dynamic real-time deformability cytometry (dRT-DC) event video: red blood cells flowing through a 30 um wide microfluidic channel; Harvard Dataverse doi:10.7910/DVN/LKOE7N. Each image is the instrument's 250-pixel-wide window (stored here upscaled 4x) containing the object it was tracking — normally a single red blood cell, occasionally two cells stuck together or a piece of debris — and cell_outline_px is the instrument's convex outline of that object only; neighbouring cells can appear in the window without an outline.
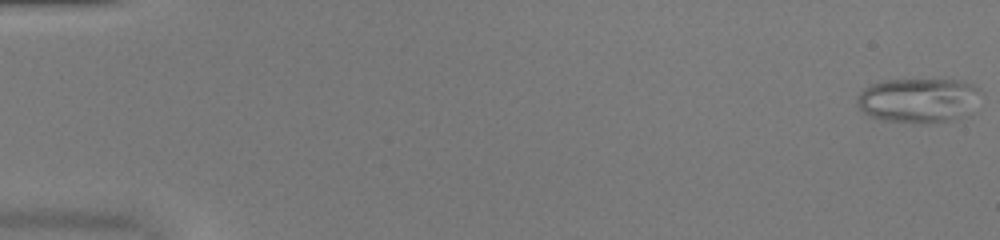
{"species": "common noctule bat (a hibernating species)", "species_latin": "Nyctalus noctula", "temperature_condition": "warm", "stored_images_in_passage": 50, "camera_frame_rate_fps": 3000, "um_per_image_px": 0.085, "animal": {"sex": "female", "body_mass_g": 20.0, "forearm_length_mm": 54.0}, "frame": {"image": 1, "passage_image": 1, "time_ms": 0.0, "image_size_px": [1000, 240], "cell_outline_px": [[984, 96], [972, 116], [952, 120], [928, 124], [920, 124], [880, 120], [864, 112], [856, 104], [856, 100], [860, 92], [864, 88], [872, 84], [884, 80], [964, 80], [980, 88], [984, 92]], "centroid_in_image_um": [78.22, 8.55], "position_along_channel_um": 6.8, "area_um2": 33.47}}
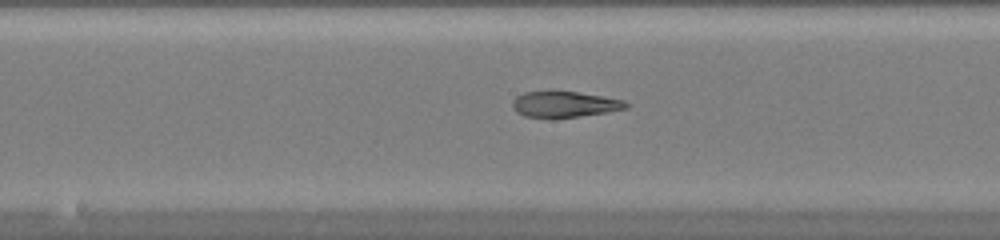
{"frame": {"image": 2, "passage_image": 27, "time_ms": 8.667, "image_size_px": [1000, 240], "cell_outline_px": [[628, 108], [608, 112], [552, 120], [524, 116], [516, 112], [512, 108], [512, 100], [516, 96], [524, 92], [548, 88], [552, 88], [624, 100], [628, 104]], "centroid_in_image_um": [47.88, 8.85], "position_along_channel_um": 200.3, "area_um2": 18.21}}
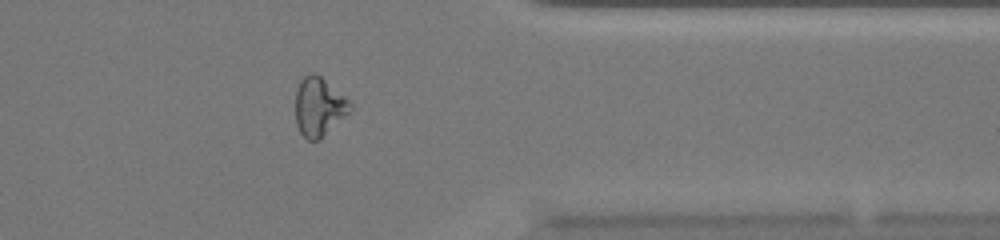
{"frame": {"image": 3, "passage_image": 41, "time_ms": 13.333, "image_size_px": [1000, 240], "cell_outline_px": [[352, 112], [320, 140], [308, 140], [300, 132], [296, 124], [296, 88], [300, 80], [304, 76], [312, 72], [316, 72], [344, 96], [352, 104]], "centroid_in_image_um": [27.13, 9.09], "position_along_channel_um": 384.3, "area_um2": 19.02}, "authors_computed_cell_mechanics": {"area_um2": 20.519, "velocity_mm_per_s": 4.1594, "shape_relaxation_time_tau1_ms": null, "shape_relaxation_time_tau2_ms": 2.0925, "deformation_change_tau1": null, "deformation_change_tau2": 0.099}}